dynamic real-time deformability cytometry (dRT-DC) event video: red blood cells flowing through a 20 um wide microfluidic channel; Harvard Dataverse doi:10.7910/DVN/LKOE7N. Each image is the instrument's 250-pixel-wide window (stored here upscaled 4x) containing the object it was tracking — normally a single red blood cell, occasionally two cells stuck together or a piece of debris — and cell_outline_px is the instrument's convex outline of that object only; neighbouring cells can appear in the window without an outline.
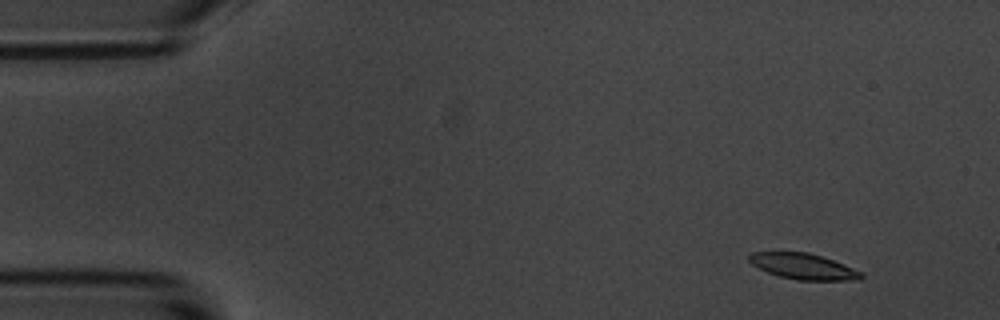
{"species": "common noctule bat (a hibernating species)", "species_latin": "Nyctalus noctula", "temperature_condition": "room temperature", "stored_images_in_passage": 5, "camera_frame_rate_fps": 3000, "um_per_image_px": 0.085, "animal": {"sex": "male", "body_mass_g": 20.1, "forearm_length_mm": 53.5}, "frame": {"image": 1, "passage_image": 2, "time_ms": 1.333, "image_size_px": [1000, 320], "cell_outline_px": [[864, 276], [860, 280], [796, 280], [780, 276], [768, 272], [752, 264], [748, 260], [748, 256], [752, 252], [808, 252], [844, 264], [864, 272]], "centroid_in_image_um": [68.32, 22.65], "position_along_channel_um": 16.7, "area_um2": 16.82}}
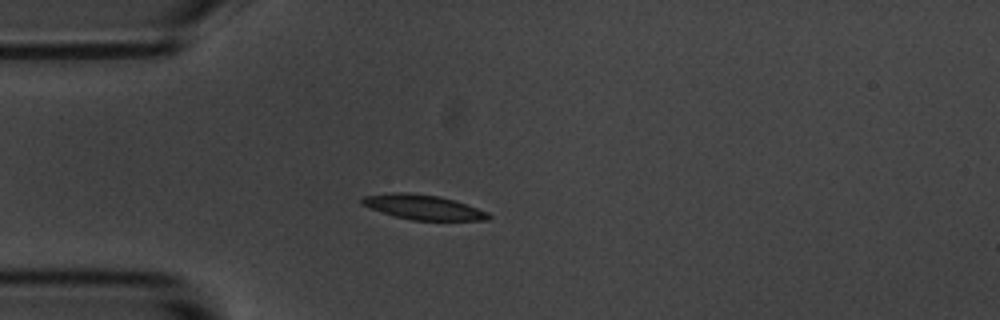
{"frame": {"image": 2, "passage_image": 5, "time_ms": 4.667, "image_size_px": [1000, 320], "cell_outline_px": [[492, 216], [488, 220], [412, 220], [396, 216], [360, 204], [360, 200], [364, 196], [396, 192], [408, 192], [440, 196], [488, 212]], "centroid_in_image_um": [35.97, 17.6], "position_along_channel_um": 49.0, "area_um2": 17.92}}